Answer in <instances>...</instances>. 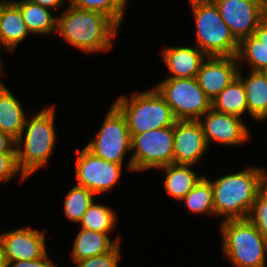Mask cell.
<instances>
[{
  "instance_id": "6da1fadb",
  "label": "cell",
  "mask_w": 267,
  "mask_h": 267,
  "mask_svg": "<svg viewBox=\"0 0 267 267\" xmlns=\"http://www.w3.org/2000/svg\"><path fill=\"white\" fill-rule=\"evenodd\" d=\"M206 177L212 185L215 218L222 221L247 219L259 192L267 185V169L256 166L219 175Z\"/></svg>"
},
{
  "instance_id": "7a4b0ae2",
  "label": "cell",
  "mask_w": 267,
  "mask_h": 267,
  "mask_svg": "<svg viewBox=\"0 0 267 267\" xmlns=\"http://www.w3.org/2000/svg\"><path fill=\"white\" fill-rule=\"evenodd\" d=\"M119 30L103 13L82 10L70 3L57 16L56 35L84 54L111 51Z\"/></svg>"
},
{
  "instance_id": "3957f363",
  "label": "cell",
  "mask_w": 267,
  "mask_h": 267,
  "mask_svg": "<svg viewBox=\"0 0 267 267\" xmlns=\"http://www.w3.org/2000/svg\"><path fill=\"white\" fill-rule=\"evenodd\" d=\"M55 105L46 106L34 115L28 114L23 131L16 140L17 164L27 179L39 169L48 167L54 153L58 141Z\"/></svg>"
},
{
  "instance_id": "277c9868",
  "label": "cell",
  "mask_w": 267,
  "mask_h": 267,
  "mask_svg": "<svg viewBox=\"0 0 267 267\" xmlns=\"http://www.w3.org/2000/svg\"><path fill=\"white\" fill-rule=\"evenodd\" d=\"M221 251L233 267H267V240L247 218L220 222Z\"/></svg>"
},
{
  "instance_id": "5b68a950",
  "label": "cell",
  "mask_w": 267,
  "mask_h": 267,
  "mask_svg": "<svg viewBox=\"0 0 267 267\" xmlns=\"http://www.w3.org/2000/svg\"><path fill=\"white\" fill-rule=\"evenodd\" d=\"M124 115L131 138L154 129L174 126L177 121L170 106L155 89L121 94L112 102Z\"/></svg>"
},
{
  "instance_id": "8992f818",
  "label": "cell",
  "mask_w": 267,
  "mask_h": 267,
  "mask_svg": "<svg viewBox=\"0 0 267 267\" xmlns=\"http://www.w3.org/2000/svg\"><path fill=\"white\" fill-rule=\"evenodd\" d=\"M195 23L193 41L201 51L209 56H236L239 42L222 20L213 1H189Z\"/></svg>"
},
{
  "instance_id": "52a82bcc",
  "label": "cell",
  "mask_w": 267,
  "mask_h": 267,
  "mask_svg": "<svg viewBox=\"0 0 267 267\" xmlns=\"http://www.w3.org/2000/svg\"><path fill=\"white\" fill-rule=\"evenodd\" d=\"M174 126L134 135L126 170L146 172L173 163Z\"/></svg>"
},
{
  "instance_id": "ba28073f",
  "label": "cell",
  "mask_w": 267,
  "mask_h": 267,
  "mask_svg": "<svg viewBox=\"0 0 267 267\" xmlns=\"http://www.w3.org/2000/svg\"><path fill=\"white\" fill-rule=\"evenodd\" d=\"M155 89L170 106L176 120L197 121L211 109V100L199 86L197 78H165Z\"/></svg>"
},
{
  "instance_id": "9c48e42d",
  "label": "cell",
  "mask_w": 267,
  "mask_h": 267,
  "mask_svg": "<svg viewBox=\"0 0 267 267\" xmlns=\"http://www.w3.org/2000/svg\"><path fill=\"white\" fill-rule=\"evenodd\" d=\"M99 132L85 147L94 155L116 164H124L131 153V136L124 115L111 103Z\"/></svg>"
},
{
  "instance_id": "30bf717a",
  "label": "cell",
  "mask_w": 267,
  "mask_h": 267,
  "mask_svg": "<svg viewBox=\"0 0 267 267\" xmlns=\"http://www.w3.org/2000/svg\"><path fill=\"white\" fill-rule=\"evenodd\" d=\"M76 184L92 191L96 196L116 187L123 173L122 164L109 162L94 155L85 146L76 150Z\"/></svg>"
},
{
  "instance_id": "8fae6325",
  "label": "cell",
  "mask_w": 267,
  "mask_h": 267,
  "mask_svg": "<svg viewBox=\"0 0 267 267\" xmlns=\"http://www.w3.org/2000/svg\"><path fill=\"white\" fill-rule=\"evenodd\" d=\"M204 132L208 147L213 142L216 145L241 147L250 141L251 130L244 118L222 113L211 108L197 120Z\"/></svg>"
},
{
  "instance_id": "7c38bea8",
  "label": "cell",
  "mask_w": 267,
  "mask_h": 267,
  "mask_svg": "<svg viewBox=\"0 0 267 267\" xmlns=\"http://www.w3.org/2000/svg\"><path fill=\"white\" fill-rule=\"evenodd\" d=\"M212 1L238 42L254 35L258 25L267 17L263 10V0Z\"/></svg>"
},
{
  "instance_id": "4fadbf2b",
  "label": "cell",
  "mask_w": 267,
  "mask_h": 267,
  "mask_svg": "<svg viewBox=\"0 0 267 267\" xmlns=\"http://www.w3.org/2000/svg\"><path fill=\"white\" fill-rule=\"evenodd\" d=\"M45 230L26 226L0 233V246L6 262L34 260L47 253Z\"/></svg>"
},
{
  "instance_id": "5bb4252c",
  "label": "cell",
  "mask_w": 267,
  "mask_h": 267,
  "mask_svg": "<svg viewBox=\"0 0 267 267\" xmlns=\"http://www.w3.org/2000/svg\"><path fill=\"white\" fill-rule=\"evenodd\" d=\"M209 150L198 121L177 120L174 124L173 163L197 166Z\"/></svg>"
},
{
  "instance_id": "9a60e30c",
  "label": "cell",
  "mask_w": 267,
  "mask_h": 267,
  "mask_svg": "<svg viewBox=\"0 0 267 267\" xmlns=\"http://www.w3.org/2000/svg\"><path fill=\"white\" fill-rule=\"evenodd\" d=\"M238 70L236 56H209L203 61L196 78L212 101L237 77Z\"/></svg>"
},
{
  "instance_id": "2e32d148",
  "label": "cell",
  "mask_w": 267,
  "mask_h": 267,
  "mask_svg": "<svg viewBox=\"0 0 267 267\" xmlns=\"http://www.w3.org/2000/svg\"><path fill=\"white\" fill-rule=\"evenodd\" d=\"M164 46L160 51L168 76L165 78H195L208 57L196 45Z\"/></svg>"
},
{
  "instance_id": "e0dca14e",
  "label": "cell",
  "mask_w": 267,
  "mask_h": 267,
  "mask_svg": "<svg viewBox=\"0 0 267 267\" xmlns=\"http://www.w3.org/2000/svg\"><path fill=\"white\" fill-rule=\"evenodd\" d=\"M29 36L20 9L11 0H0V50L14 53Z\"/></svg>"
},
{
  "instance_id": "ac0fdd59",
  "label": "cell",
  "mask_w": 267,
  "mask_h": 267,
  "mask_svg": "<svg viewBox=\"0 0 267 267\" xmlns=\"http://www.w3.org/2000/svg\"><path fill=\"white\" fill-rule=\"evenodd\" d=\"M80 229V230H79ZM73 242L71 261L75 263L93 256L109 252L117 243H122L121 236L110 238L108 233L79 228Z\"/></svg>"
},
{
  "instance_id": "d6986e66",
  "label": "cell",
  "mask_w": 267,
  "mask_h": 267,
  "mask_svg": "<svg viewBox=\"0 0 267 267\" xmlns=\"http://www.w3.org/2000/svg\"><path fill=\"white\" fill-rule=\"evenodd\" d=\"M248 72L243 74V69L239 68L237 75L245 88L248 115L258 123L264 122L267 120V79L261 71Z\"/></svg>"
},
{
  "instance_id": "ffe728a7",
  "label": "cell",
  "mask_w": 267,
  "mask_h": 267,
  "mask_svg": "<svg viewBox=\"0 0 267 267\" xmlns=\"http://www.w3.org/2000/svg\"><path fill=\"white\" fill-rule=\"evenodd\" d=\"M21 100L3 83L0 86V131L17 140L24 128L27 112Z\"/></svg>"
},
{
  "instance_id": "44dd1931",
  "label": "cell",
  "mask_w": 267,
  "mask_h": 267,
  "mask_svg": "<svg viewBox=\"0 0 267 267\" xmlns=\"http://www.w3.org/2000/svg\"><path fill=\"white\" fill-rule=\"evenodd\" d=\"M22 14L31 35L56 36L57 15L52 10L30 0H11Z\"/></svg>"
},
{
  "instance_id": "7402d4cb",
  "label": "cell",
  "mask_w": 267,
  "mask_h": 267,
  "mask_svg": "<svg viewBox=\"0 0 267 267\" xmlns=\"http://www.w3.org/2000/svg\"><path fill=\"white\" fill-rule=\"evenodd\" d=\"M191 165H176L174 163L158 168L165 173L164 190L175 201H180L192 190L204 176L194 171Z\"/></svg>"
},
{
  "instance_id": "603a6c76",
  "label": "cell",
  "mask_w": 267,
  "mask_h": 267,
  "mask_svg": "<svg viewBox=\"0 0 267 267\" xmlns=\"http://www.w3.org/2000/svg\"><path fill=\"white\" fill-rule=\"evenodd\" d=\"M211 108L218 112L233 114L239 117L248 115L246 92L242 81L236 77L212 101Z\"/></svg>"
},
{
  "instance_id": "cb8c5ba5",
  "label": "cell",
  "mask_w": 267,
  "mask_h": 267,
  "mask_svg": "<svg viewBox=\"0 0 267 267\" xmlns=\"http://www.w3.org/2000/svg\"><path fill=\"white\" fill-rule=\"evenodd\" d=\"M118 216L115 210L107 204L94 202L88 207L79 222L80 228L108 233L109 235L116 229Z\"/></svg>"
},
{
  "instance_id": "d4e9b609",
  "label": "cell",
  "mask_w": 267,
  "mask_h": 267,
  "mask_svg": "<svg viewBox=\"0 0 267 267\" xmlns=\"http://www.w3.org/2000/svg\"><path fill=\"white\" fill-rule=\"evenodd\" d=\"M236 57L240 69L247 64L248 70L261 71L267 66V46L255 35H250L239 42Z\"/></svg>"
},
{
  "instance_id": "484cf974",
  "label": "cell",
  "mask_w": 267,
  "mask_h": 267,
  "mask_svg": "<svg viewBox=\"0 0 267 267\" xmlns=\"http://www.w3.org/2000/svg\"><path fill=\"white\" fill-rule=\"evenodd\" d=\"M193 214H207L215 217L211 182L204 175L192 190L181 200Z\"/></svg>"
},
{
  "instance_id": "4316f807",
  "label": "cell",
  "mask_w": 267,
  "mask_h": 267,
  "mask_svg": "<svg viewBox=\"0 0 267 267\" xmlns=\"http://www.w3.org/2000/svg\"><path fill=\"white\" fill-rule=\"evenodd\" d=\"M97 197L92 191L74 184L64 197L63 213L69 222L79 224L88 207Z\"/></svg>"
},
{
  "instance_id": "83f0119b",
  "label": "cell",
  "mask_w": 267,
  "mask_h": 267,
  "mask_svg": "<svg viewBox=\"0 0 267 267\" xmlns=\"http://www.w3.org/2000/svg\"><path fill=\"white\" fill-rule=\"evenodd\" d=\"M127 2V0H71L70 4L82 10L103 13L120 28L125 19Z\"/></svg>"
},
{
  "instance_id": "f1b7e54d",
  "label": "cell",
  "mask_w": 267,
  "mask_h": 267,
  "mask_svg": "<svg viewBox=\"0 0 267 267\" xmlns=\"http://www.w3.org/2000/svg\"><path fill=\"white\" fill-rule=\"evenodd\" d=\"M248 219L258 228L267 240V185L259 192Z\"/></svg>"
},
{
  "instance_id": "f546056e",
  "label": "cell",
  "mask_w": 267,
  "mask_h": 267,
  "mask_svg": "<svg viewBox=\"0 0 267 267\" xmlns=\"http://www.w3.org/2000/svg\"><path fill=\"white\" fill-rule=\"evenodd\" d=\"M121 243H117L109 252L93 256L81 261L75 262V267H119Z\"/></svg>"
},
{
  "instance_id": "4dcf8cb0",
  "label": "cell",
  "mask_w": 267,
  "mask_h": 267,
  "mask_svg": "<svg viewBox=\"0 0 267 267\" xmlns=\"http://www.w3.org/2000/svg\"><path fill=\"white\" fill-rule=\"evenodd\" d=\"M19 176V177H18ZM15 177L19 178V183L25 182L27 178L20 171L17 164L16 153H0V182H9Z\"/></svg>"
},
{
  "instance_id": "1f68e13d",
  "label": "cell",
  "mask_w": 267,
  "mask_h": 267,
  "mask_svg": "<svg viewBox=\"0 0 267 267\" xmlns=\"http://www.w3.org/2000/svg\"><path fill=\"white\" fill-rule=\"evenodd\" d=\"M55 261L46 253L43 257L34 260H20V261H10L6 262V267H57L54 264Z\"/></svg>"
},
{
  "instance_id": "d6a6232c",
  "label": "cell",
  "mask_w": 267,
  "mask_h": 267,
  "mask_svg": "<svg viewBox=\"0 0 267 267\" xmlns=\"http://www.w3.org/2000/svg\"><path fill=\"white\" fill-rule=\"evenodd\" d=\"M0 153H16V140L0 131Z\"/></svg>"
},
{
  "instance_id": "836d02e7",
  "label": "cell",
  "mask_w": 267,
  "mask_h": 267,
  "mask_svg": "<svg viewBox=\"0 0 267 267\" xmlns=\"http://www.w3.org/2000/svg\"><path fill=\"white\" fill-rule=\"evenodd\" d=\"M36 4H39L45 8L59 10V8H63L64 6H68L67 4L70 3L69 0H30ZM67 3V4H66Z\"/></svg>"
},
{
  "instance_id": "e575fe53",
  "label": "cell",
  "mask_w": 267,
  "mask_h": 267,
  "mask_svg": "<svg viewBox=\"0 0 267 267\" xmlns=\"http://www.w3.org/2000/svg\"><path fill=\"white\" fill-rule=\"evenodd\" d=\"M254 35L267 46V17L258 25Z\"/></svg>"
},
{
  "instance_id": "d590c367",
  "label": "cell",
  "mask_w": 267,
  "mask_h": 267,
  "mask_svg": "<svg viewBox=\"0 0 267 267\" xmlns=\"http://www.w3.org/2000/svg\"><path fill=\"white\" fill-rule=\"evenodd\" d=\"M6 266H7V263L5 260V256L3 255V251H2V248L0 246V267H6Z\"/></svg>"
},
{
  "instance_id": "8d00e7d4",
  "label": "cell",
  "mask_w": 267,
  "mask_h": 267,
  "mask_svg": "<svg viewBox=\"0 0 267 267\" xmlns=\"http://www.w3.org/2000/svg\"><path fill=\"white\" fill-rule=\"evenodd\" d=\"M263 10L265 15L267 16V0H263Z\"/></svg>"
},
{
  "instance_id": "74e56055",
  "label": "cell",
  "mask_w": 267,
  "mask_h": 267,
  "mask_svg": "<svg viewBox=\"0 0 267 267\" xmlns=\"http://www.w3.org/2000/svg\"><path fill=\"white\" fill-rule=\"evenodd\" d=\"M3 59H2V57H1V51H0V73H4V67H2V64H3Z\"/></svg>"
},
{
  "instance_id": "f35d334b",
  "label": "cell",
  "mask_w": 267,
  "mask_h": 267,
  "mask_svg": "<svg viewBox=\"0 0 267 267\" xmlns=\"http://www.w3.org/2000/svg\"><path fill=\"white\" fill-rule=\"evenodd\" d=\"M262 74L265 76V78L267 79V66L261 70Z\"/></svg>"
},
{
  "instance_id": "ab89813d",
  "label": "cell",
  "mask_w": 267,
  "mask_h": 267,
  "mask_svg": "<svg viewBox=\"0 0 267 267\" xmlns=\"http://www.w3.org/2000/svg\"><path fill=\"white\" fill-rule=\"evenodd\" d=\"M2 74L4 75V73H0V75L2 76ZM4 82L0 79V86L3 84Z\"/></svg>"
}]
</instances>
